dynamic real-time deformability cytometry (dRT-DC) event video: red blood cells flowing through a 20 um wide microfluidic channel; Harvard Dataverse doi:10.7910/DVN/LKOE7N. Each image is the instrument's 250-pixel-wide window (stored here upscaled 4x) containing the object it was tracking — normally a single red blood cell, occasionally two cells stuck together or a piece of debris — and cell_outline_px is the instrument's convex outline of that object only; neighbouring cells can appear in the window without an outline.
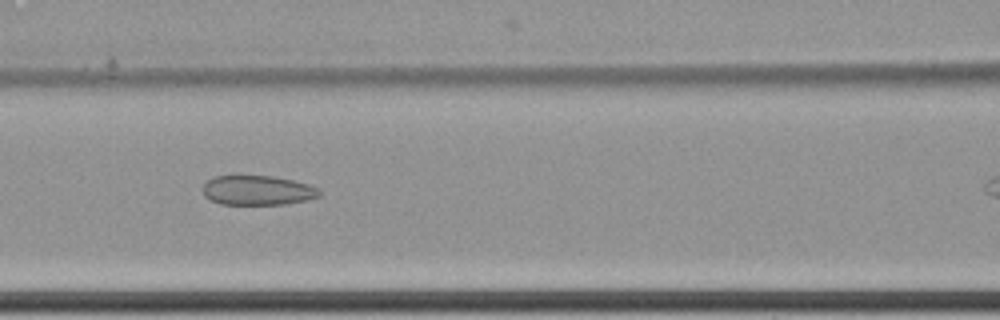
{"species": "common noctule bat (a hibernating species)", "species_latin": "Nyctalus noctula", "temperature_condition": "cold", "stored_images_in_passage": 12, "camera_frame_rate_fps": 3000, "um_per_image_px": 0.085, "animal": {"sex": "female", "body_mass_g": 22.7, "forearm_length_mm": 54.2}, "frame": {"image": 1, "passage_image": 3, "time_ms": 0.667, "image_size_px": [1000, 320], "cell_outline_px": [[320, 196], [308, 200], [284, 204], [220, 204], [204, 196], [204, 184], [212, 176], [236, 172], [272, 176], [292, 180], [308, 184], [316, 188], [320, 192]], "centroid_in_image_um": [21.83, 16.12], "position_along_channel_um": 144.8, "area_um2": 20.81}}
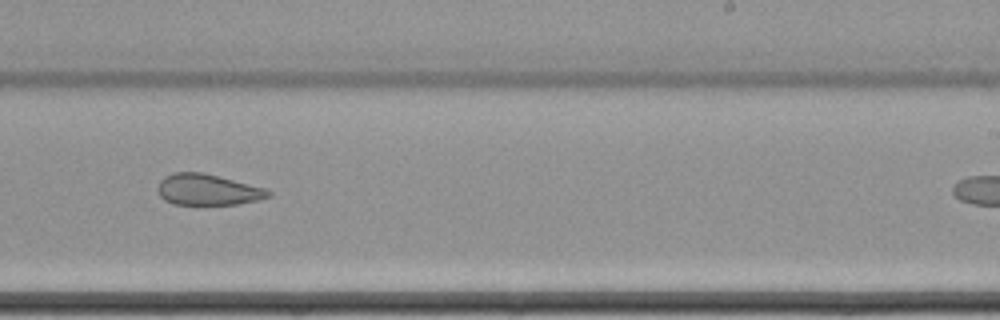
{"frame": {"image": 2, "passage_image": 6, "time_ms": 1.667, "image_size_px": [1000, 320], "cell_outline_px": [[272, 196], [260, 200], [236, 204], [172, 204], [164, 200], [160, 196], [156, 188], [160, 180], [164, 176], [172, 172], [200, 172], [264, 188], [272, 192]], "centroid_in_image_um": [17.61, 16.13], "position_along_channel_um": 271.4, "area_um2": 19.94}}
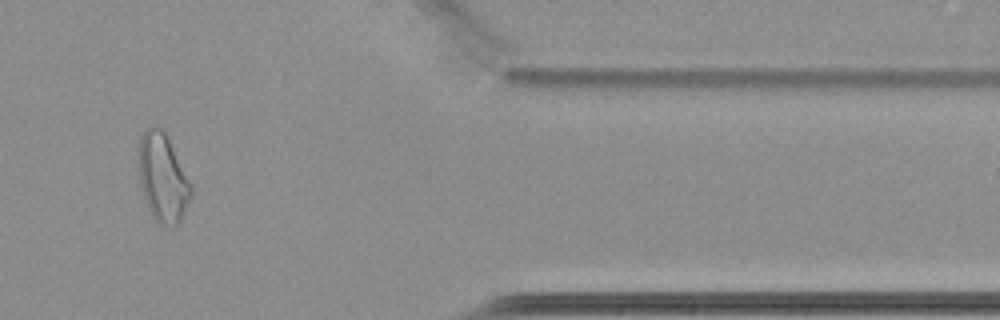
{"frame": {"image": 3, "passage_image": 10, "time_ms": 3.0, "image_size_px": [1000, 320], "cell_outline_px": [[192, 196], [180, 220], [172, 228], [160, 224], [152, 216], [148, 208], [144, 196], [140, 180], [140, 136], [152, 124], [156, 124], [164, 132], [192, 184]], "centroid_in_image_um": [13.86, 15.14], "position_along_channel_um": 397.5, "area_um2": 26.47}}